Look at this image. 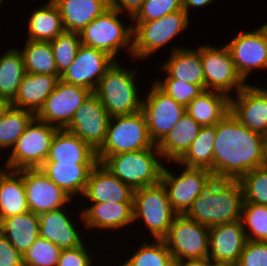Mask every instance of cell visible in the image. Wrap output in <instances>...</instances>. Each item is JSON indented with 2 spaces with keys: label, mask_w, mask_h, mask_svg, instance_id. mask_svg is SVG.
I'll use <instances>...</instances> for the list:
<instances>
[{
  "label": "cell",
  "mask_w": 267,
  "mask_h": 266,
  "mask_svg": "<svg viewBox=\"0 0 267 266\" xmlns=\"http://www.w3.org/2000/svg\"><path fill=\"white\" fill-rule=\"evenodd\" d=\"M53 55L61 75L73 63L79 47L82 45L78 32L64 31L50 41Z\"/></svg>",
  "instance_id": "60d3db41"
},
{
  "label": "cell",
  "mask_w": 267,
  "mask_h": 266,
  "mask_svg": "<svg viewBox=\"0 0 267 266\" xmlns=\"http://www.w3.org/2000/svg\"><path fill=\"white\" fill-rule=\"evenodd\" d=\"M95 165L44 162L39 169L73 201L76 195H83L89 175Z\"/></svg>",
  "instance_id": "484cf974"
},
{
  "label": "cell",
  "mask_w": 267,
  "mask_h": 266,
  "mask_svg": "<svg viewBox=\"0 0 267 266\" xmlns=\"http://www.w3.org/2000/svg\"><path fill=\"white\" fill-rule=\"evenodd\" d=\"M216 138V125L201 127L197 138L190 148L178 160L173 161L178 166L203 168L213 173V149Z\"/></svg>",
  "instance_id": "e575fe53"
},
{
  "label": "cell",
  "mask_w": 267,
  "mask_h": 266,
  "mask_svg": "<svg viewBox=\"0 0 267 266\" xmlns=\"http://www.w3.org/2000/svg\"><path fill=\"white\" fill-rule=\"evenodd\" d=\"M134 252L119 266H170L174 262L173 255L163 239H154L152 243L142 242Z\"/></svg>",
  "instance_id": "74e56055"
},
{
  "label": "cell",
  "mask_w": 267,
  "mask_h": 266,
  "mask_svg": "<svg viewBox=\"0 0 267 266\" xmlns=\"http://www.w3.org/2000/svg\"><path fill=\"white\" fill-rule=\"evenodd\" d=\"M209 266H238V265L234 263L212 262L209 259Z\"/></svg>",
  "instance_id": "f5cc1de1"
},
{
  "label": "cell",
  "mask_w": 267,
  "mask_h": 266,
  "mask_svg": "<svg viewBox=\"0 0 267 266\" xmlns=\"http://www.w3.org/2000/svg\"><path fill=\"white\" fill-rule=\"evenodd\" d=\"M21 51L25 73L50 74L60 79L58 68L50 42L31 41L26 39Z\"/></svg>",
  "instance_id": "d590c367"
},
{
  "label": "cell",
  "mask_w": 267,
  "mask_h": 266,
  "mask_svg": "<svg viewBox=\"0 0 267 266\" xmlns=\"http://www.w3.org/2000/svg\"><path fill=\"white\" fill-rule=\"evenodd\" d=\"M145 0H110V7L118 10L121 14L127 12L129 18L137 13Z\"/></svg>",
  "instance_id": "c3c4849f"
},
{
  "label": "cell",
  "mask_w": 267,
  "mask_h": 266,
  "mask_svg": "<svg viewBox=\"0 0 267 266\" xmlns=\"http://www.w3.org/2000/svg\"><path fill=\"white\" fill-rule=\"evenodd\" d=\"M115 61L104 51L81 45L72 65L61 74L60 80L94 92L99 81Z\"/></svg>",
  "instance_id": "e0dca14e"
},
{
  "label": "cell",
  "mask_w": 267,
  "mask_h": 266,
  "mask_svg": "<svg viewBox=\"0 0 267 266\" xmlns=\"http://www.w3.org/2000/svg\"><path fill=\"white\" fill-rule=\"evenodd\" d=\"M87 247L86 245L85 248L84 243L73 249H61L57 266H94L92 264L94 258Z\"/></svg>",
  "instance_id": "bcb514c9"
},
{
  "label": "cell",
  "mask_w": 267,
  "mask_h": 266,
  "mask_svg": "<svg viewBox=\"0 0 267 266\" xmlns=\"http://www.w3.org/2000/svg\"><path fill=\"white\" fill-rule=\"evenodd\" d=\"M201 125L185 113L170 132L157 144L162 159L171 163L178 161L197 138Z\"/></svg>",
  "instance_id": "f546056e"
},
{
  "label": "cell",
  "mask_w": 267,
  "mask_h": 266,
  "mask_svg": "<svg viewBox=\"0 0 267 266\" xmlns=\"http://www.w3.org/2000/svg\"><path fill=\"white\" fill-rule=\"evenodd\" d=\"M170 266H182L179 262H173Z\"/></svg>",
  "instance_id": "11a10c76"
},
{
  "label": "cell",
  "mask_w": 267,
  "mask_h": 266,
  "mask_svg": "<svg viewBox=\"0 0 267 266\" xmlns=\"http://www.w3.org/2000/svg\"><path fill=\"white\" fill-rule=\"evenodd\" d=\"M264 165L267 166V134L264 135Z\"/></svg>",
  "instance_id": "db71d44e"
},
{
  "label": "cell",
  "mask_w": 267,
  "mask_h": 266,
  "mask_svg": "<svg viewBox=\"0 0 267 266\" xmlns=\"http://www.w3.org/2000/svg\"><path fill=\"white\" fill-rule=\"evenodd\" d=\"M23 181L29 210L35 214L67 207L71 200L39 168L23 169Z\"/></svg>",
  "instance_id": "ac0fdd59"
},
{
  "label": "cell",
  "mask_w": 267,
  "mask_h": 266,
  "mask_svg": "<svg viewBox=\"0 0 267 266\" xmlns=\"http://www.w3.org/2000/svg\"><path fill=\"white\" fill-rule=\"evenodd\" d=\"M214 0H181L183 10L190 15L191 8H201L206 7L209 4H212Z\"/></svg>",
  "instance_id": "681fc988"
},
{
  "label": "cell",
  "mask_w": 267,
  "mask_h": 266,
  "mask_svg": "<svg viewBox=\"0 0 267 266\" xmlns=\"http://www.w3.org/2000/svg\"><path fill=\"white\" fill-rule=\"evenodd\" d=\"M23 181V169L0 168V221L6 217L28 212Z\"/></svg>",
  "instance_id": "f1b7e54d"
},
{
  "label": "cell",
  "mask_w": 267,
  "mask_h": 266,
  "mask_svg": "<svg viewBox=\"0 0 267 266\" xmlns=\"http://www.w3.org/2000/svg\"><path fill=\"white\" fill-rule=\"evenodd\" d=\"M60 12L65 31L80 32L110 8V0H52Z\"/></svg>",
  "instance_id": "83f0119b"
},
{
  "label": "cell",
  "mask_w": 267,
  "mask_h": 266,
  "mask_svg": "<svg viewBox=\"0 0 267 266\" xmlns=\"http://www.w3.org/2000/svg\"><path fill=\"white\" fill-rule=\"evenodd\" d=\"M182 266H209V258L179 262Z\"/></svg>",
  "instance_id": "f907efd6"
},
{
  "label": "cell",
  "mask_w": 267,
  "mask_h": 266,
  "mask_svg": "<svg viewBox=\"0 0 267 266\" xmlns=\"http://www.w3.org/2000/svg\"><path fill=\"white\" fill-rule=\"evenodd\" d=\"M161 158L156 144L144 150L97 156L98 162L133 190L160 183L165 165Z\"/></svg>",
  "instance_id": "3957f363"
},
{
  "label": "cell",
  "mask_w": 267,
  "mask_h": 266,
  "mask_svg": "<svg viewBox=\"0 0 267 266\" xmlns=\"http://www.w3.org/2000/svg\"><path fill=\"white\" fill-rule=\"evenodd\" d=\"M241 221L247 240L267 242V206L243 203Z\"/></svg>",
  "instance_id": "f35d334b"
},
{
  "label": "cell",
  "mask_w": 267,
  "mask_h": 266,
  "mask_svg": "<svg viewBox=\"0 0 267 266\" xmlns=\"http://www.w3.org/2000/svg\"><path fill=\"white\" fill-rule=\"evenodd\" d=\"M0 266H24L23 255L0 232Z\"/></svg>",
  "instance_id": "7dc6e473"
},
{
  "label": "cell",
  "mask_w": 267,
  "mask_h": 266,
  "mask_svg": "<svg viewBox=\"0 0 267 266\" xmlns=\"http://www.w3.org/2000/svg\"><path fill=\"white\" fill-rule=\"evenodd\" d=\"M247 241L241 219L209 227L208 258L212 262L238 264Z\"/></svg>",
  "instance_id": "ffe728a7"
},
{
  "label": "cell",
  "mask_w": 267,
  "mask_h": 266,
  "mask_svg": "<svg viewBox=\"0 0 267 266\" xmlns=\"http://www.w3.org/2000/svg\"><path fill=\"white\" fill-rule=\"evenodd\" d=\"M229 112L230 97L218 91L205 90L186 106V113L202 127L216 125Z\"/></svg>",
  "instance_id": "1f68e13d"
},
{
  "label": "cell",
  "mask_w": 267,
  "mask_h": 266,
  "mask_svg": "<svg viewBox=\"0 0 267 266\" xmlns=\"http://www.w3.org/2000/svg\"><path fill=\"white\" fill-rule=\"evenodd\" d=\"M145 99L142 112L147 121L150 138L158 144L186 113V107L163 92L154 82Z\"/></svg>",
  "instance_id": "4fadbf2b"
},
{
  "label": "cell",
  "mask_w": 267,
  "mask_h": 266,
  "mask_svg": "<svg viewBox=\"0 0 267 266\" xmlns=\"http://www.w3.org/2000/svg\"><path fill=\"white\" fill-rule=\"evenodd\" d=\"M90 203L86 208L80 209V220L90 230L95 228L103 230H116L133 225V203L103 202Z\"/></svg>",
  "instance_id": "7402d4cb"
},
{
  "label": "cell",
  "mask_w": 267,
  "mask_h": 266,
  "mask_svg": "<svg viewBox=\"0 0 267 266\" xmlns=\"http://www.w3.org/2000/svg\"><path fill=\"white\" fill-rule=\"evenodd\" d=\"M267 30V22L262 25Z\"/></svg>",
  "instance_id": "9f6ffc18"
},
{
  "label": "cell",
  "mask_w": 267,
  "mask_h": 266,
  "mask_svg": "<svg viewBox=\"0 0 267 266\" xmlns=\"http://www.w3.org/2000/svg\"><path fill=\"white\" fill-rule=\"evenodd\" d=\"M226 46L238 73L246 82L253 70L267 69V30L263 26L252 31L242 30Z\"/></svg>",
  "instance_id": "5bb4252c"
},
{
  "label": "cell",
  "mask_w": 267,
  "mask_h": 266,
  "mask_svg": "<svg viewBox=\"0 0 267 266\" xmlns=\"http://www.w3.org/2000/svg\"><path fill=\"white\" fill-rule=\"evenodd\" d=\"M57 130L35 116L9 151L3 167L9 170L39 168L47 160Z\"/></svg>",
  "instance_id": "ba28073f"
},
{
  "label": "cell",
  "mask_w": 267,
  "mask_h": 266,
  "mask_svg": "<svg viewBox=\"0 0 267 266\" xmlns=\"http://www.w3.org/2000/svg\"><path fill=\"white\" fill-rule=\"evenodd\" d=\"M131 23L133 26L132 58L135 62L137 59L145 60L179 34L182 35L191 22L188 14L180 10L157 20Z\"/></svg>",
  "instance_id": "8992f818"
},
{
  "label": "cell",
  "mask_w": 267,
  "mask_h": 266,
  "mask_svg": "<svg viewBox=\"0 0 267 266\" xmlns=\"http://www.w3.org/2000/svg\"><path fill=\"white\" fill-rule=\"evenodd\" d=\"M175 262L208 258L209 227L176 215L163 238Z\"/></svg>",
  "instance_id": "30bf717a"
},
{
  "label": "cell",
  "mask_w": 267,
  "mask_h": 266,
  "mask_svg": "<svg viewBox=\"0 0 267 266\" xmlns=\"http://www.w3.org/2000/svg\"><path fill=\"white\" fill-rule=\"evenodd\" d=\"M110 118L99 98L92 92L76 110L65 129L97 151L104 143Z\"/></svg>",
  "instance_id": "2e32d148"
},
{
  "label": "cell",
  "mask_w": 267,
  "mask_h": 266,
  "mask_svg": "<svg viewBox=\"0 0 267 266\" xmlns=\"http://www.w3.org/2000/svg\"><path fill=\"white\" fill-rule=\"evenodd\" d=\"M121 13L110 7L93 19L79 33L81 44L106 52L118 61L119 52L124 48L132 56L133 26H125L119 20ZM118 53V54H117Z\"/></svg>",
  "instance_id": "5b68a950"
},
{
  "label": "cell",
  "mask_w": 267,
  "mask_h": 266,
  "mask_svg": "<svg viewBox=\"0 0 267 266\" xmlns=\"http://www.w3.org/2000/svg\"><path fill=\"white\" fill-rule=\"evenodd\" d=\"M238 266H267V242L248 240Z\"/></svg>",
  "instance_id": "f6af8a7d"
},
{
  "label": "cell",
  "mask_w": 267,
  "mask_h": 266,
  "mask_svg": "<svg viewBox=\"0 0 267 266\" xmlns=\"http://www.w3.org/2000/svg\"><path fill=\"white\" fill-rule=\"evenodd\" d=\"M147 121L142 111L110 118L106 137L97 156H111L152 147Z\"/></svg>",
  "instance_id": "52a82bcc"
},
{
  "label": "cell",
  "mask_w": 267,
  "mask_h": 266,
  "mask_svg": "<svg viewBox=\"0 0 267 266\" xmlns=\"http://www.w3.org/2000/svg\"><path fill=\"white\" fill-rule=\"evenodd\" d=\"M0 232L24 255L39 238V217L32 211L6 217L0 221Z\"/></svg>",
  "instance_id": "4dcf8cb0"
},
{
  "label": "cell",
  "mask_w": 267,
  "mask_h": 266,
  "mask_svg": "<svg viewBox=\"0 0 267 266\" xmlns=\"http://www.w3.org/2000/svg\"><path fill=\"white\" fill-rule=\"evenodd\" d=\"M178 47V48H177ZM171 53L161 70L167 74L165 78H174L186 83L201 86L205 90L203 65L200 58V46L182 48L171 46ZM194 49V50H193Z\"/></svg>",
  "instance_id": "d4e9b609"
},
{
  "label": "cell",
  "mask_w": 267,
  "mask_h": 266,
  "mask_svg": "<svg viewBox=\"0 0 267 266\" xmlns=\"http://www.w3.org/2000/svg\"><path fill=\"white\" fill-rule=\"evenodd\" d=\"M264 165V135L251 131L229 112L216 124L213 175L239 180Z\"/></svg>",
  "instance_id": "6da1fadb"
},
{
  "label": "cell",
  "mask_w": 267,
  "mask_h": 266,
  "mask_svg": "<svg viewBox=\"0 0 267 266\" xmlns=\"http://www.w3.org/2000/svg\"><path fill=\"white\" fill-rule=\"evenodd\" d=\"M230 112L251 131L267 134V88L248 83L230 96Z\"/></svg>",
  "instance_id": "d6986e66"
},
{
  "label": "cell",
  "mask_w": 267,
  "mask_h": 266,
  "mask_svg": "<svg viewBox=\"0 0 267 266\" xmlns=\"http://www.w3.org/2000/svg\"><path fill=\"white\" fill-rule=\"evenodd\" d=\"M239 182L244 203L267 206V166L263 165L245 173Z\"/></svg>",
  "instance_id": "ab89813d"
},
{
  "label": "cell",
  "mask_w": 267,
  "mask_h": 266,
  "mask_svg": "<svg viewBox=\"0 0 267 266\" xmlns=\"http://www.w3.org/2000/svg\"><path fill=\"white\" fill-rule=\"evenodd\" d=\"M177 214L172 209L162 183L134 190L133 221L145 224L150 236L163 239Z\"/></svg>",
  "instance_id": "9c48e42d"
},
{
  "label": "cell",
  "mask_w": 267,
  "mask_h": 266,
  "mask_svg": "<svg viewBox=\"0 0 267 266\" xmlns=\"http://www.w3.org/2000/svg\"><path fill=\"white\" fill-rule=\"evenodd\" d=\"M183 10L181 0H145L131 22H147Z\"/></svg>",
  "instance_id": "ee69618b"
},
{
  "label": "cell",
  "mask_w": 267,
  "mask_h": 266,
  "mask_svg": "<svg viewBox=\"0 0 267 266\" xmlns=\"http://www.w3.org/2000/svg\"><path fill=\"white\" fill-rule=\"evenodd\" d=\"M134 190L98 162L92 169L83 197L92 203H133Z\"/></svg>",
  "instance_id": "44dd1931"
},
{
  "label": "cell",
  "mask_w": 267,
  "mask_h": 266,
  "mask_svg": "<svg viewBox=\"0 0 267 266\" xmlns=\"http://www.w3.org/2000/svg\"><path fill=\"white\" fill-rule=\"evenodd\" d=\"M60 252L54 243L39 237L23 255V265L57 266Z\"/></svg>",
  "instance_id": "b9f144b4"
},
{
  "label": "cell",
  "mask_w": 267,
  "mask_h": 266,
  "mask_svg": "<svg viewBox=\"0 0 267 266\" xmlns=\"http://www.w3.org/2000/svg\"><path fill=\"white\" fill-rule=\"evenodd\" d=\"M34 117L29 110L11 106L0 121V150L9 152Z\"/></svg>",
  "instance_id": "8d00e7d4"
},
{
  "label": "cell",
  "mask_w": 267,
  "mask_h": 266,
  "mask_svg": "<svg viewBox=\"0 0 267 266\" xmlns=\"http://www.w3.org/2000/svg\"><path fill=\"white\" fill-rule=\"evenodd\" d=\"M154 83L168 96L172 97L176 102L186 107L195 97L199 96L205 90L195 84L186 83L185 81L164 78L159 81L155 79Z\"/></svg>",
  "instance_id": "7bdbcfd3"
},
{
  "label": "cell",
  "mask_w": 267,
  "mask_h": 266,
  "mask_svg": "<svg viewBox=\"0 0 267 266\" xmlns=\"http://www.w3.org/2000/svg\"><path fill=\"white\" fill-rule=\"evenodd\" d=\"M162 170L160 182L165 187L168 200L177 215H184L192 202L200 195L202 187L213 176V173L203 168L183 167L176 175L167 168Z\"/></svg>",
  "instance_id": "7c38bea8"
},
{
  "label": "cell",
  "mask_w": 267,
  "mask_h": 266,
  "mask_svg": "<svg viewBox=\"0 0 267 266\" xmlns=\"http://www.w3.org/2000/svg\"><path fill=\"white\" fill-rule=\"evenodd\" d=\"M45 162L97 164L98 159L96 151L79 136L66 129H58Z\"/></svg>",
  "instance_id": "cb8c5ba5"
},
{
  "label": "cell",
  "mask_w": 267,
  "mask_h": 266,
  "mask_svg": "<svg viewBox=\"0 0 267 266\" xmlns=\"http://www.w3.org/2000/svg\"><path fill=\"white\" fill-rule=\"evenodd\" d=\"M11 106L12 103L10 101L0 98V121L3 119Z\"/></svg>",
  "instance_id": "816d5d0a"
},
{
  "label": "cell",
  "mask_w": 267,
  "mask_h": 266,
  "mask_svg": "<svg viewBox=\"0 0 267 266\" xmlns=\"http://www.w3.org/2000/svg\"><path fill=\"white\" fill-rule=\"evenodd\" d=\"M118 62L107 70L93 92L111 117L142 111L143 99L135 80L138 70L124 68Z\"/></svg>",
  "instance_id": "277c9868"
},
{
  "label": "cell",
  "mask_w": 267,
  "mask_h": 266,
  "mask_svg": "<svg viewBox=\"0 0 267 266\" xmlns=\"http://www.w3.org/2000/svg\"><path fill=\"white\" fill-rule=\"evenodd\" d=\"M200 58L203 65L205 90L222 92L229 97L237 94L248 82L238 73L231 53L226 45L221 47L203 44L200 47Z\"/></svg>",
  "instance_id": "8fae6325"
},
{
  "label": "cell",
  "mask_w": 267,
  "mask_h": 266,
  "mask_svg": "<svg viewBox=\"0 0 267 266\" xmlns=\"http://www.w3.org/2000/svg\"><path fill=\"white\" fill-rule=\"evenodd\" d=\"M25 75L19 48L11 47L0 55V98L12 102Z\"/></svg>",
  "instance_id": "836d02e7"
},
{
  "label": "cell",
  "mask_w": 267,
  "mask_h": 266,
  "mask_svg": "<svg viewBox=\"0 0 267 266\" xmlns=\"http://www.w3.org/2000/svg\"><path fill=\"white\" fill-rule=\"evenodd\" d=\"M243 203V190L239 180L213 175L184 215L202 225L212 227L240 220Z\"/></svg>",
  "instance_id": "7a4b0ae2"
},
{
  "label": "cell",
  "mask_w": 267,
  "mask_h": 266,
  "mask_svg": "<svg viewBox=\"0 0 267 266\" xmlns=\"http://www.w3.org/2000/svg\"><path fill=\"white\" fill-rule=\"evenodd\" d=\"M66 210L64 206L38 214L39 237L54 243L60 249H73L84 244L83 236Z\"/></svg>",
  "instance_id": "603a6c76"
},
{
  "label": "cell",
  "mask_w": 267,
  "mask_h": 266,
  "mask_svg": "<svg viewBox=\"0 0 267 266\" xmlns=\"http://www.w3.org/2000/svg\"><path fill=\"white\" fill-rule=\"evenodd\" d=\"M59 80L56 75L25 73L18 93L11 102L12 106L29 110L36 115Z\"/></svg>",
  "instance_id": "4316f807"
},
{
  "label": "cell",
  "mask_w": 267,
  "mask_h": 266,
  "mask_svg": "<svg viewBox=\"0 0 267 266\" xmlns=\"http://www.w3.org/2000/svg\"><path fill=\"white\" fill-rule=\"evenodd\" d=\"M91 93L92 91L85 87L67 84L59 80L35 116L58 129H65L76 110Z\"/></svg>",
  "instance_id": "9a60e30c"
},
{
  "label": "cell",
  "mask_w": 267,
  "mask_h": 266,
  "mask_svg": "<svg viewBox=\"0 0 267 266\" xmlns=\"http://www.w3.org/2000/svg\"><path fill=\"white\" fill-rule=\"evenodd\" d=\"M30 12L27 21L28 40L50 42L65 31L59 9L52 0Z\"/></svg>",
  "instance_id": "d6a6232c"
}]
</instances>
